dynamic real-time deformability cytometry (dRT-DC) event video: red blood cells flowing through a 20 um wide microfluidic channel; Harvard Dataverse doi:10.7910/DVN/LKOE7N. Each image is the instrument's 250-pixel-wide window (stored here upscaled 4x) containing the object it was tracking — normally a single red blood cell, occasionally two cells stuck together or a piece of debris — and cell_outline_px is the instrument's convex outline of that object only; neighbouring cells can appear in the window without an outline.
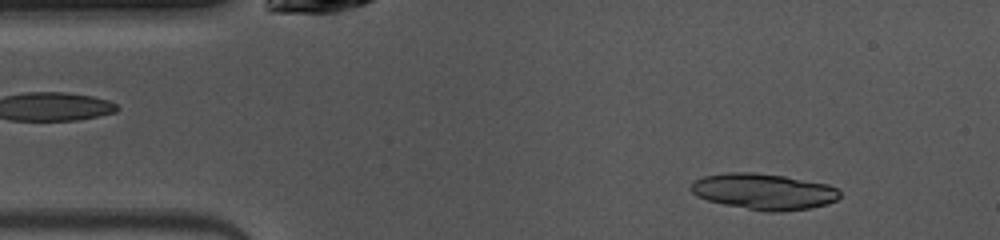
{"species": "common noctule bat (a hibernating species)", "species_latin": "Nyctalus noctula", "temperature_condition": "warm", "stored_images_in_passage": 46, "segment_of_instrument_passage": [1, 2], "camera_frame_rate_fps": 3000, "um_per_image_px": 0.085, "animal": {"sex": "female", "body_mass_g": 10.0, "forearm_length_mm": 53.1}, "frame": {"image": 1, "passage_image": 4, "time_ms": 1.0, "image_size_px": [1000, 240], "cell_outline_px": [[840, 196], [836, 200], [828, 204], [812, 208], [780, 212], [764, 212], [724, 204], [708, 200], [692, 192], [688, 188], [696, 180], [704, 176], [728, 172], [752, 172], [784, 176], [828, 184], [836, 188], [840, 192]], "centroid_in_image_um": [64.95, 16.29], "position_along_channel_um": 20.0, "area_um2": 31.27}}